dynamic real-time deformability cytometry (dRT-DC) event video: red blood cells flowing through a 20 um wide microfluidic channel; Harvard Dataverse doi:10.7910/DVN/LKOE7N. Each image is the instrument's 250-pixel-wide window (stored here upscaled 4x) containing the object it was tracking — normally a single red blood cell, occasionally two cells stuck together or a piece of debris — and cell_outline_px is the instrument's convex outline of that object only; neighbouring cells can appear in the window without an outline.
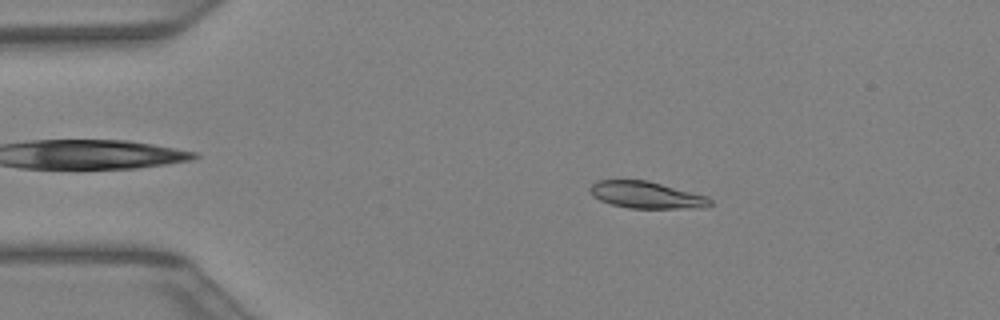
{"species": "Egyptian fruit bat (a non-hibernating species)", "species_latin": "Rousettus aegyptiacus", "temperature_condition": "warm", "stored_images_in_passage": 40, "camera_frame_rate_fps": 3000, "um_per_image_px": 0.085, "animal": {"sex": "female"}, "frame": {"image": 1, "passage_image": 7, "time_ms": 2.0, "image_size_px": [1000, 320], "cell_outline_px": [[712, 204], [704, 208], [628, 208], [612, 204], [600, 200], [592, 196], [588, 188], [596, 180], [648, 180], [708, 196], [712, 200]], "centroid_in_image_um": [54.95, 16.57], "position_along_channel_um": 30.0, "area_um2": 18.96}}
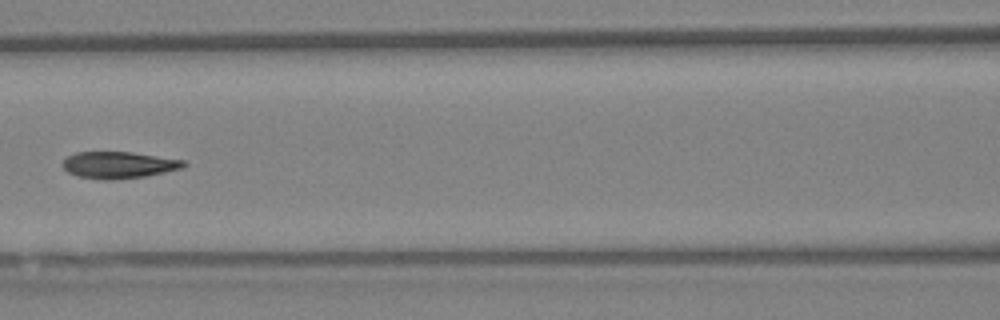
{"frame": {"image": 2, "passage_image": 18, "time_ms": 5.667, "image_size_px": [1000, 320], "cell_outline_px": [[188, 164], [184, 168], [144, 176], [112, 180], [104, 180], [80, 176], [68, 172], [64, 168], [64, 160], [68, 156], [76, 152], [132, 152], [184, 160]], "centroid_in_image_um": [10.13, 14.02], "position_along_channel_um": 156.5, "area_um2": 18.67}}
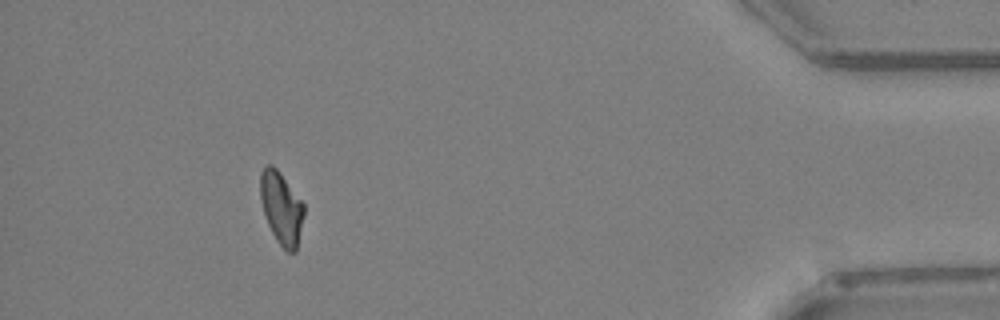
{"frame": {"image": 3, "passage_image": 37, "time_ms": 12.0, "image_size_px": [1000, 320], "cell_outline_px": [[304, 212], [296, 252], [288, 252], [276, 240], [268, 224], [260, 200], [260, 172], [264, 164], [272, 164], [276, 168], [304, 204]], "centroid_in_image_um": [23.89, 17.65], "position_along_channel_um": 411.3, "area_um2": 18.21}}